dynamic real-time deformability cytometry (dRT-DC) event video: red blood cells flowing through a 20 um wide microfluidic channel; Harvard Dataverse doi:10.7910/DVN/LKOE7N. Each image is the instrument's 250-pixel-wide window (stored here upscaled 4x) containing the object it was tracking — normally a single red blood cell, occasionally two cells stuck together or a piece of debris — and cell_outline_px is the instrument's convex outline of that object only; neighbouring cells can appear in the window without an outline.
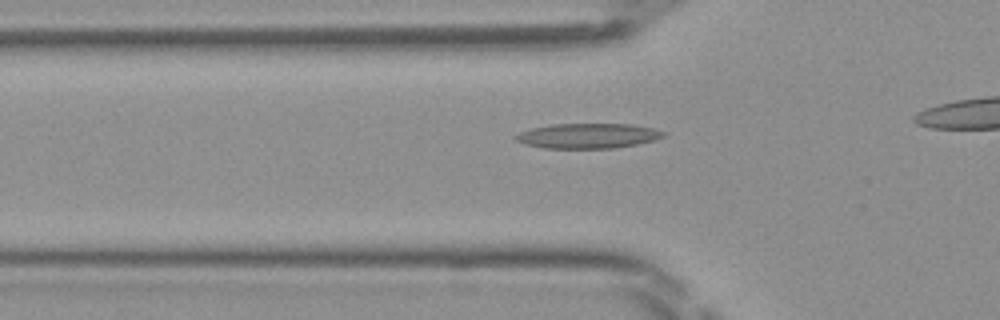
{"species": "Egyptian fruit bat (a non-hibernating species)", "species_latin": "Rousettus aegyptiacus", "temperature_condition": "room temperature", "stored_images_in_passage": 25, "camera_frame_rate_fps": 3000, "um_per_image_px": 0.085, "frame": {"image": 1, "passage_image": 11, "time_ms": 3.333, "image_size_px": [1000, 320], "cell_outline_px": [[664, 136], [652, 140], [636, 144], [616, 148], [544, 148], [524, 144], [516, 140], [512, 136], [520, 132], [532, 128], [552, 124], [632, 124], [652, 128], [664, 132]], "centroid_in_image_um": [49.92, 11.54], "position_along_channel_um": 75.9, "area_um2": 21.39}}
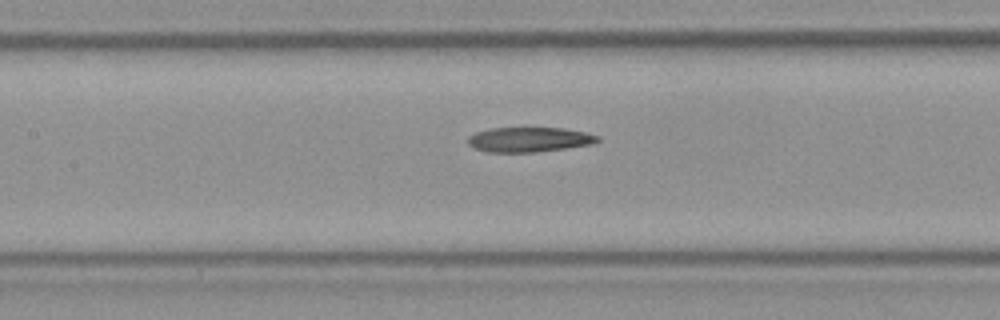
{"frame": {"image": 2, "passage_image": 17, "time_ms": 5.333, "image_size_px": [1000, 320], "cell_outline_px": [[600, 140], [596, 144], [568, 148], [536, 152], [488, 152], [472, 148], [468, 144], [468, 136], [476, 132], [488, 128], [564, 128], [584, 132], [600, 136]], "centroid_in_image_um": [45.0, 11.87], "position_along_channel_um": 162.4, "area_um2": 19.02}}
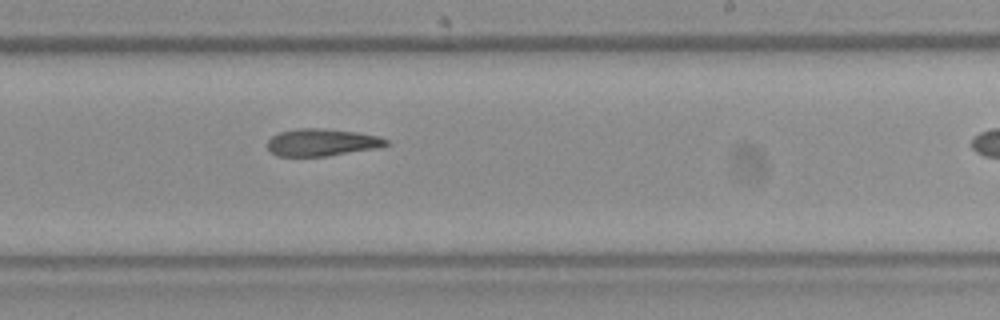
{"frame": {"image": 3, "passage_image": 24, "time_ms": 7.667, "image_size_px": [1000, 320], "cell_outline_px": [[392, 144], [380, 148], [328, 156], [276, 156], [268, 148], [268, 140], [272, 136], [280, 132], [296, 128], [324, 128], [356, 132], [380, 136], [388, 140]], "centroid_in_image_um": [27.42, 12.1], "position_along_channel_um": 261.6, "area_um2": 19.13}}